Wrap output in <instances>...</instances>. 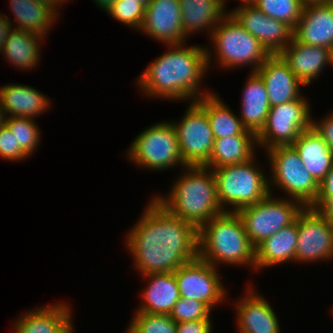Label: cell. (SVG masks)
<instances>
[{
    "instance_id": "cell-1",
    "label": "cell",
    "mask_w": 333,
    "mask_h": 333,
    "mask_svg": "<svg viewBox=\"0 0 333 333\" xmlns=\"http://www.w3.org/2000/svg\"><path fill=\"white\" fill-rule=\"evenodd\" d=\"M136 223L124 242L140 275L175 272L198 257V230L154 197Z\"/></svg>"
},
{
    "instance_id": "cell-2",
    "label": "cell",
    "mask_w": 333,
    "mask_h": 333,
    "mask_svg": "<svg viewBox=\"0 0 333 333\" xmlns=\"http://www.w3.org/2000/svg\"><path fill=\"white\" fill-rule=\"evenodd\" d=\"M167 48L138 77L136 84L141 94L154 99L194 102L213 93L201 88L203 76L209 70L205 46L183 43Z\"/></svg>"
},
{
    "instance_id": "cell-3",
    "label": "cell",
    "mask_w": 333,
    "mask_h": 333,
    "mask_svg": "<svg viewBox=\"0 0 333 333\" xmlns=\"http://www.w3.org/2000/svg\"><path fill=\"white\" fill-rule=\"evenodd\" d=\"M166 195L154 198L172 215L191 223L197 230L224 210L217 197V182L212 169L186 166Z\"/></svg>"
},
{
    "instance_id": "cell-4",
    "label": "cell",
    "mask_w": 333,
    "mask_h": 333,
    "mask_svg": "<svg viewBox=\"0 0 333 333\" xmlns=\"http://www.w3.org/2000/svg\"><path fill=\"white\" fill-rule=\"evenodd\" d=\"M198 257L217 268L230 264L255 271V248L237 212H223L198 230Z\"/></svg>"
},
{
    "instance_id": "cell-5",
    "label": "cell",
    "mask_w": 333,
    "mask_h": 333,
    "mask_svg": "<svg viewBox=\"0 0 333 333\" xmlns=\"http://www.w3.org/2000/svg\"><path fill=\"white\" fill-rule=\"evenodd\" d=\"M208 37L213 47L211 50L206 46L208 68L211 69L210 65L214 66L212 62L215 61L218 67L225 70L247 65L251 66L250 72H255L271 55L229 12ZM212 56H215L214 60Z\"/></svg>"
},
{
    "instance_id": "cell-6",
    "label": "cell",
    "mask_w": 333,
    "mask_h": 333,
    "mask_svg": "<svg viewBox=\"0 0 333 333\" xmlns=\"http://www.w3.org/2000/svg\"><path fill=\"white\" fill-rule=\"evenodd\" d=\"M256 159L254 156L243 163L212 169L217 182L218 201L224 212H237L270 194L269 177L260 169Z\"/></svg>"
},
{
    "instance_id": "cell-7",
    "label": "cell",
    "mask_w": 333,
    "mask_h": 333,
    "mask_svg": "<svg viewBox=\"0 0 333 333\" xmlns=\"http://www.w3.org/2000/svg\"><path fill=\"white\" fill-rule=\"evenodd\" d=\"M269 161V190L274 188L286 193L288 199L311 207L319 193V183L310 175L302 163L299 153L292 145L275 146L265 151Z\"/></svg>"
},
{
    "instance_id": "cell-8",
    "label": "cell",
    "mask_w": 333,
    "mask_h": 333,
    "mask_svg": "<svg viewBox=\"0 0 333 333\" xmlns=\"http://www.w3.org/2000/svg\"><path fill=\"white\" fill-rule=\"evenodd\" d=\"M144 129L125 152L127 159L149 171L160 172L177 165L180 170L186 167L179 151L176 130L170 121H160Z\"/></svg>"
},
{
    "instance_id": "cell-9",
    "label": "cell",
    "mask_w": 333,
    "mask_h": 333,
    "mask_svg": "<svg viewBox=\"0 0 333 333\" xmlns=\"http://www.w3.org/2000/svg\"><path fill=\"white\" fill-rule=\"evenodd\" d=\"M286 198V199H285ZM304 206L294 199L270 193L264 200L237 211L243 221L250 243L256 248L280 229L296 221Z\"/></svg>"
},
{
    "instance_id": "cell-10",
    "label": "cell",
    "mask_w": 333,
    "mask_h": 333,
    "mask_svg": "<svg viewBox=\"0 0 333 333\" xmlns=\"http://www.w3.org/2000/svg\"><path fill=\"white\" fill-rule=\"evenodd\" d=\"M310 107L305 96L271 107L266 124L257 135L258 149L292 145L303 131L312 127Z\"/></svg>"
},
{
    "instance_id": "cell-11",
    "label": "cell",
    "mask_w": 333,
    "mask_h": 333,
    "mask_svg": "<svg viewBox=\"0 0 333 333\" xmlns=\"http://www.w3.org/2000/svg\"><path fill=\"white\" fill-rule=\"evenodd\" d=\"M170 122L176 130L184 164L204 166L209 161L215 140L207 112L196 101L189 102L183 118Z\"/></svg>"
},
{
    "instance_id": "cell-12",
    "label": "cell",
    "mask_w": 333,
    "mask_h": 333,
    "mask_svg": "<svg viewBox=\"0 0 333 333\" xmlns=\"http://www.w3.org/2000/svg\"><path fill=\"white\" fill-rule=\"evenodd\" d=\"M218 268L199 257L180 266L175 272L180 298L201 301L211 311L228 298Z\"/></svg>"
},
{
    "instance_id": "cell-13",
    "label": "cell",
    "mask_w": 333,
    "mask_h": 333,
    "mask_svg": "<svg viewBox=\"0 0 333 333\" xmlns=\"http://www.w3.org/2000/svg\"><path fill=\"white\" fill-rule=\"evenodd\" d=\"M295 262L315 263L333 259V224L319 211L304 207L297 216Z\"/></svg>"
},
{
    "instance_id": "cell-14",
    "label": "cell",
    "mask_w": 333,
    "mask_h": 333,
    "mask_svg": "<svg viewBox=\"0 0 333 333\" xmlns=\"http://www.w3.org/2000/svg\"><path fill=\"white\" fill-rule=\"evenodd\" d=\"M270 54H278L293 39V29L282 21L265 15L254 5L240 4L228 11Z\"/></svg>"
},
{
    "instance_id": "cell-15",
    "label": "cell",
    "mask_w": 333,
    "mask_h": 333,
    "mask_svg": "<svg viewBox=\"0 0 333 333\" xmlns=\"http://www.w3.org/2000/svg\"><path fill=\"white\" fill-rule=\"evenodd\" d=\"M139 31L166 46L186 43L179 0H151Z\"/></svg>"
},
{
    "instance_id": "cell-16",
    "label": "cell",
    "mask_w": 333,
    "mask_h": 333,
    "mask_svg": "<svg viewBox=\"0 0 333 333\" xmlns=\"http://www.w3.org/2000/svg\"><path fill=\"white\" fill-rule=\"evenodd\" d=\"M247 285L244 297L241 296L234 303L237 333H280V323L274 308L265 297L258 294L253 284Z\"/></svg>"
},
{
    "instance_id": "cell-17",
    "label": "cell",
    "mask_w": 333,
    "mask_h": 333,
    "mask_svg": "<svg viewBox=\"0 0 333 333\" xmlns=\"http://www.w3.org/2000/svg\"><path fill=\"white\" fill-rule=\"evenodd\" d=\"M255 72L265 83L270 107L303 97L300 89L305 85L278 54H271Z\"/></svg>"
},
{
    "instance_id": "cell-18",
    "label": "cell",
    "mask_w": 333,
    "mask_h": 333,
    "mask_svg": "<svg viewBox=\"0 0 333 333\" xmlns=\"http://www.w3.org/2000/svg\"><path fill=\"white\" fill-rule=\"evenodd\" d=\"M293 31V37L300 43L332 49L333 0L304 5Z\"/></svg>"
},
{
    "instance_id": "cell-19",
    "label": "cell",
    "mask_w": 333,
    "mask_h": 333,
    "mask_svg": "<svg viewBox=\"0 0 333 333\" xmlns=\"http://www.w3.org/2000/svg\"><path fill=\"white\" fill-rule=\"evenodd\" d=\"M278 55L305 86H309L327 65H331L332 58L331 49L303 44L294 37Z\"/></svg>"
},
{
    "instance_id": "cell-20",
    "label": "cell",
    "mask_w": 333,
    "mask_h": 333,
    "mask_svg": "<svg viewBox=\"0 0 333 333\" xmlns=\"http://www.w3.org/2000/svg\"><path fill=\"white\" fill-rule=\"evenodd\" d=\"M47 95L29 85L10 83L0 87V106L5 117L34 119L51 107Z\"/></svg>"
},
{
    "instance_id": "cell-21",
    "label": "cell",
    "mask_w": 333,
    "mask_h": 333,
    "mask_svg": "<svg viewBox=\"0 0 333 333\" xmlns=\"http://www.w3.org/2000/svg\"><path fill=\"white\" fill-rule=\"evenodd\" d=\"M148 284L141 292L136 312L170 315L174 305L180 299V293L174 272L142 275Z\"/></svg>"
},
{
    "instance_id": "cell-22",
    "label": "cell",
    "mask_w": 333,
    "mask_h": 333,
    "mask_svg": "<svg viewBox=\"0 0 333 333\" xmlns=\"http://www.w3.org/2000/svg\"><path fill=\"white\" fill-rule=\"evenodd\" d=\"M244 84L239 118L244 128L257 136L266 124L270 102L265 83L256 72H250Z\"/></svg>"
},
{
    "instance_id": "cell-23",
    "label": "cell",
    "mask_w": 333,
    "mask_h": 333,
    "mask_svg": "<svg viewBox=\"0 0 333 333\" xmlns=\"http://www.w3.org/2000/svg\"><path fill=\"white\" fill-rule=\"evenodd\" d=\"M70 303L49 304L36 307L18 316L13 333H58L72 318Z\"/></svg>"
},
{
    "instance_id": "cell-24",
    "label": "cell",
    "mask_w": 333,
    "mask_h": 333,
    "mask_svg": "<svg viewBox=\"0 0 333 333\" xmlns=\"http://www.w3.org/2000/svg\"><path fill=\"white\" fill-rule=\"evenodd\" d=\"M298 241L297 218L291 225L280 229L255 248V270L264 267L295 262L296 244Z\"/></svg>"
},
{
    "instance_id": "cell-25",
    "label": "cell",
    "mask_w": 333,
    "mask_h": 333,
    "mask_svg": "<svg viewBox=\"0 0 333 333\" xmlns=\"http://www.w3.org/2000/svg\"><path fill=\"white\" fill-rule=\"evenodd\" d=\"M305 169L320 184L333 166V152L312 126L303 131L292 144Z\"/></svg>"
},
{
    "instance_id": "cell-26",
    "label": "cell",
    "mask_w": 333,
    "mask_h": 333,
    "mask_svg": "<svg viewBox=\"0 0 333 333\" xmlns=\"http://www.w3.org/2000/svg\"><path fill=\"white\" fill-rule=\"evenodd\" d=\"M183 33L189 38L195 33L213 29L228 13L221 0H179Z\"/></svg>"
},
{
    "instance_id": "cell-27",
    "label": "cell",
    "mask_w": 333,
    "mask_h": 333,
    "mask_svg": "<svg viewBox=\"0 0 333 333\" xmlns=\"http://www.w3.org/2000/svg\"><path fill=\"white\" fill-rule=\"evenodd\" d=\"M9 3L17 21V26L12 25L13 29L24 30L44 38H47L50 28H53L60 15L37 0H9Z\"/></svg>"
},
{
    "instance_id": "cell-28",
    "label": "cell",
    "mask_w": 333,
    "mask_h": 333,
    "mask_svg": "<svg viewBox=\"0 0 333 333\" xmlns=\"http://www.w3.org/2000/svg\"><path fill=\"white\" fill-rule=\"evenodd\" d=\"M256 135H234L214 140L209 161L204 165L209 169L246 162L256 156Z\"/></svg>"
},
{
    "instance_id": "cell-29",
    "label": "cell",
    "mask_w": 333,
    "mask_h": 333,
    "mask_svg": "<svg viewBox=\"0 0 333 333\" xmlns=\"http://www.w3.org/2000/svg\"><path fill=\"white\" fill-rule=\"evenodd\" d=\"M46 38L24 30L13 29L4 43L1 55L19 70H32L40 63L42 40ZM41 44V45H40Z\"/></svg>"
},
{
    "instance_id": "cell-30",
    "label": "cell",
    "mask_w": 333,
    "mask_h": 333,
    "mask_svg": "<svg viewBox=\"0 0 333 333\" xmlns=\"http://www.w3.org/2000/svg\"><path fill=\"white\" fill-rule=\"evenodd\" d=\"M196 102L207 112L215 139L234 135H255L244 128L241 119L216 93L203 96Z\"/></svg>"
},
{
    "instance_id": "cell-31",
    "label": "cell",
    "mask_w": 333,
    "mask_h": 333,
    "mask_svg": "<svg viewBox=\"0 0 333 333\" xmlns=\"http://www.w3.org/2000/svg\"><path fill=\"white\" fill-rule=\"evenodd\" d=\"M251 4L265 15L284 22L293 30L301 18L304 7L300 0H254Z\"/></svg>"
},
{
    "instance_id": "cell-32",
    "label": "cell",
    "mask_w": 333,
    "mask_h": 333,
    "mask_svg": "<svg viewBox=\"0 0 333 333\" xmlns=\"http://www.w3.org/2000/svg\"><path fill=\"white\" fill-rule=\"evenodd\" d=\"M4 124L15 136L17 144L31 156L36 151L41 142V131L38 123L34 119L5 117Z\"/></svg>"
},
{
    "instance_id": "cell-33",
    "label": "cell",
    "mask_w": 333,
    "mask_h": 333,
    "mask_svg": "<svg viewBox=\"0 0 333 333\" xmlns=\"http://www.w3.org/2000/svg\"><path fill=\"white\" fill-rule=\"evenodd\" d=\"M177 324L170 315L135 312L125 333H176Z\"/></svg>"
},
{
    "instance_id": "cell-34",
    "label": "cell",
    "mask_w": 333,
    "mask_h": 333,
    "mask_svg": "<svg viewBox=\"0 0 333 333\" xmlns=\"http://www.w3.org/2000/svg\"><path fill=\"white\" fill-rule=\"evenodd\" d=\"M105 12L136 31L141 29L145 17V8L138 0H116Z\"/></svg>"
},
{
    "instance_id": "cell-35",
    "label": "cell",
    "mask_w": 333,
    "mask_h": 333,
    "mask_svg": "<svg viewBox=\"0 0 333 333\" xmlns=\"http://www.w3.org/2000/svg\"><path fill=\"white\" fill-rule=\"evenodd\" d=\"M212 311L201 301L180 298L173 307L170 317L177 323L212 320Z\"/></svg>"
},
{
    "instance_id": "cell-36",
    "label": "cell",
    "mask_w": 333,
    "mask_h": 333,
    "mask_svg": "<svg viewBox=\"0 0 333 333\" xmlns=\"http://www.w3.org/2000/svg\"><path fill=\"white\" fill-rule=\"evenodd\" d=\"M0 157L8 161H23L29 155L17 144L15 136L9 128L3 124L0 127Z\"/></svg>"
},
{
    "instance_id": "cell-37",
    "label": "cell",
    "mask_w": 333,
    "mask_h": 333,
    "mask_svg": "<svg viewBox=\"0 0 333 333\" xmlns=\"http://www.w3.org/2000/svg\"><path fill=\"white\" fill-rule=\"evenodd\" d=\"M333 196V166L319 184V193L312 208L319 210Z\"/></svg>"
},
{
    "instance_id": "cell-38",
    "label": "cell",
    "mask_w": 333,
    "mask_h": 333,
    "mask_svg": "<svg viewBox=\"0 0 333 333\" xmlns=\"http://www.w3.org/2000/svg\"><path fill=\"white\" fill-rule=\"evenodd\" d=\"M312 126L333 152V110L319 121L313 119Z\"/></svg>"
},
{
    "instance_id": "cell-39",
    "label": "cell",
    "mask_w": 333,
    "mask_h": 333,
    "mask_svg": "<svg viewBox=\"0 0 333 333\" xmlns=\"http://www.w3.org/2000/svg\"><path fill=\"white\" fill-rule=\"evenodd\" d=\"M212 320L177 323L176 333H212Z\"/></svg>"
},
{
    "instance_id": "cell-40",
    "label": "cell",
    "mask_w": 333,
    "mask_h": 333,
    "mask_svg": "<svg viewBox=\"0 0 333 333\" xmlns=\"http://www.w3.org/2000/svg\"><path fill=\"white\" fill-rule=\"evenodd\" d=\"M13 21L0 13V54L3 51L4 43L7 40L9 33L13 30Z\"/></svg>"
},
{
    "instance_id": "cell-41",
    "label": "cell",
    "mask_w": 333,
    "mask_h": 333,
    "mask_svg": "<svg viewBox=\"0 0 333 333\" xmlns=\"http://www.w3.org/2000/svg\"><path fill=\"white\" fill-rule=\"evenodd\" d=\"M326 219L333 224V196L319 209Z\"/></svg>"
},
{
    "instance_id": "cell-42",
    "label": "cell",
    "mask_w": 333,
    "mask_h": 333,
    "mask_svg": "<svg viewBox=\"0 0 333 333\" xmlns=\"http://www.w3.org/2000/svg\"><path fill=\"white\" fill-rule=\"evenodd\" d=\"M37 1L49 6L52 10H54L58 14L59 13L58 11H60L59 7L61 8L62 5L67 3L69 0H37Z\"/></svg>"
},
{
    "instance_id": "cell-43",
    "label": "cell",
    "mask_w": 333,
    "mask_h": 333,
    "mask_svg": "<svg viewBox=\"0 0 333 333\" xmlns=\"http://www.w3.org/2000/svg\"><path fill=\"white\" fill-rule=\"evenodd\" d=\"M100 10L106 11L116 0H92Z\"/></svg>"
},
{
    "instance_id": "cell-44",
    "label": "cell",
    "mask_w": 333,
    "mask_h": 333,
    "mask_svg": "<svg viewBox=\"0 0 333 333\" xmlns=\"http://www.w3.org/2000/svg\"><path fill=\"white\" fill-rule=\"evenodd\" d=\"M73 318L58 333H75Z\"/></svg>"
},
{
    "instance_id": "cell-45",
    "label": "cell",
    "mask_w": 333,
    "mask_h": 333,
    "mask_svg": "<svg viewBox=\"0 0 333 333\" xmlns=\"http://www.w3.org/2000/svg\"><path fill=\"white\" fill-rule=\"evenodd\" d=\"M304 5L312 3H325L330 2L331 0H300Z\"/></svg>"
},
{
    "instance_id": "cell-46",
    "label": "cell",
    "mask_w": 333,
    "mask_h": 333,
    "mask_svg": "<svg viewBox=\"0 0 333 333\" xmlns=\"http://www.w3.org/2000/svg\"><path fill=\"white\" fill-rule=\"evenodd\" d=\"M222 1V3H223V6L226 8V4H227V2H228V0H221ZM237 1V0H236ZM240 1V2H239ZM254 0H238V2L239 3H241V4H250V3H252Z\"/></svg>"
},
{
    "instance_id": "cell-47",
    "label": "cell",
    "mask_w": 333,
    "mask_h": 333,
    "mask_svg": "<svg viewBox=\"0 0 333 333\" xmlns=\"http://www.w3.org/2000/svg\"><path fill=\"white\" fill-rule=\"evenodd\" d=\"M4 118H5V115L0 106V127L4 124Z\"/></svg>"
},
{
    "instance_id": "cell-48",
    "label": "cell",
    "mask_w": 333,
    "mask_h": 333,
    "mask_svg": "<svg viewBox=\"0 0 333 333\" xmlns=\"http://www.w3.org/2000/svg\"><path fill=\"white\" fill-rule=\"evenodd\" d=\"M151 0H138V3H140L144 8H146Z\"/></svg>"
},
{
    "instance_id": "cell-49",
    "label": "cell",
    "mask_w": 333,
    "mask_h": 333,
    "mask_svg": "<svg viewBox=\"0 0 333 333\" xmlns=\"http://www.w3.org/2000/svg\"><path fill=\"white\" fill-rule=\"evenodd\" d=\"M331 56H332V58H331V66L333 67V48L331 49Z\"/></svg>"
}]
</instances>
